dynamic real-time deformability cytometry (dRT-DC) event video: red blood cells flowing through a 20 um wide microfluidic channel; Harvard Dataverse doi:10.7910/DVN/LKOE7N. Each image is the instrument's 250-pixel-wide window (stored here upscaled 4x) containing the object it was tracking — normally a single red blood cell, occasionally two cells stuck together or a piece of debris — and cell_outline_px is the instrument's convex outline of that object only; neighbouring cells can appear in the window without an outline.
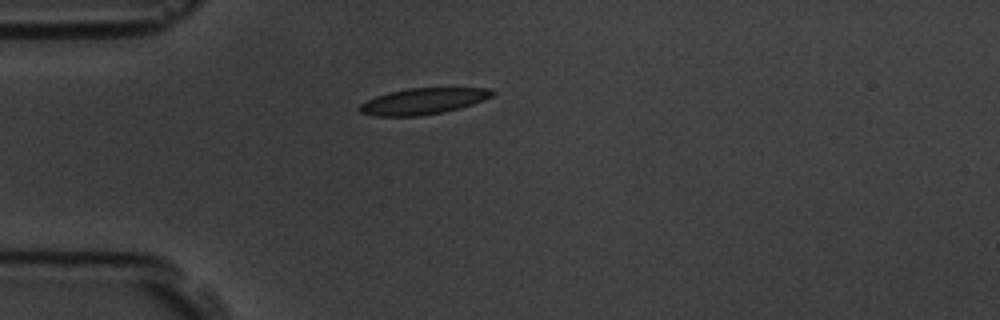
{"species": "common noctule bat (a hibernating species)", "species_latin": "Nyctalus noctula", "temperature_condition": "room temperature", "stored_images_in_passage": 39, "camera_frame_rate_fps": 3000, "um_per_image_px": 0.085, "animal": {"sex": "male", "body_mass_g": 19.5, "forearm_length_mm": 54.6}, "frame": {"image": 1, "passage_image": 1, "time_ms": 0.0, "image_size_px": [1000, 320], "cell_outline_px": [[496, 92], [492, 96], [484, 100], [460, 108], [444, 112], [420, 116], [372, 116], [360, 112], [356, 108], [360, 104], [376, 96], [388, 92], [408, 88], [492, 88]], "centroid_in_image_um": [35.96, 8.6], "position_along_channel_um": 49.0, "area_um2": 20.4}}
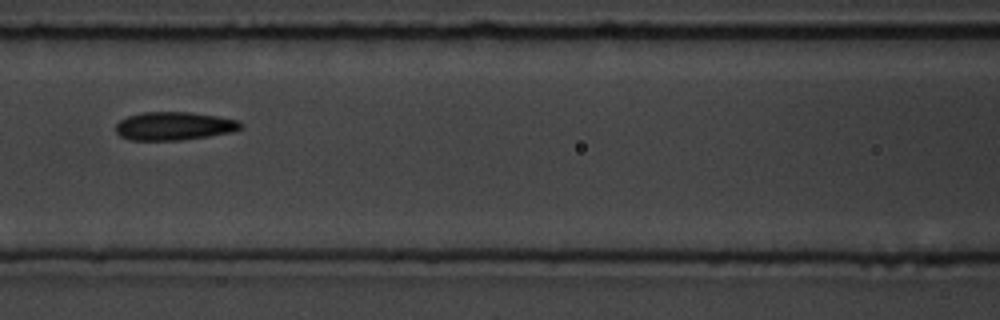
{"frame": {"image": 2, "passage_image": 11, "time_ms": 3.333, "image_size_px": [1000, 320], "cell_outline_px": [[244, 128], [232, 132], [208, 136], [180, 140], [132, 140], [120, 136], [116, 132], [116, 124], [120, 120], [128, 116], [144, 112], [192, 112], [240, 120], [244, 124]], "centroid_in_image_um": [14.84, 10.71], "position_along_channel_um": 151.8, "area_um2": 20.69}}
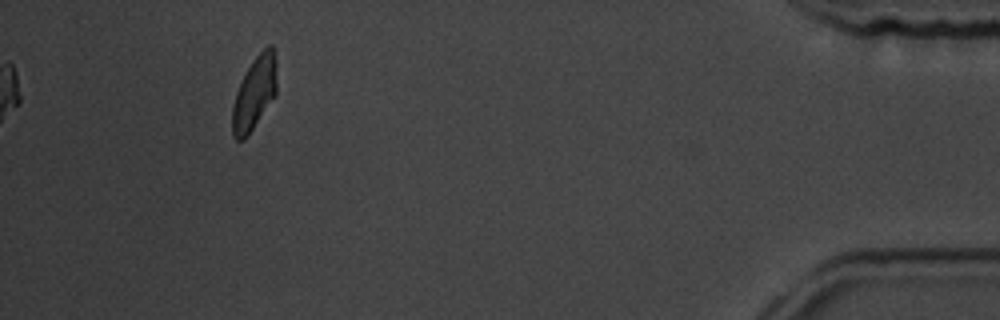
{"frame": {"image": 3, "passage_image": 39, "time_ms": 12.667, "image_size_px": [1000, 320], "cell_outline_px": [[276, 92], [244, 140], [236, 140], [232, 136], [232, 104], [236, 92], [252, 60], [268, 44], [272, 44], [276, 60]], "centroid_in_image_um": [21.61, 7.89], "position_along_channel_um": 413.6, "area_um2": 18.5}, "authors_computed_cell_mechanics": {"area_um2": 20.4034, "velocity_mm_per_s": 3.5015, "shape_relaxation_time_tau1_ms": 7.9226, "shape_relaxation_time_tau2_ms": 2.7302, "deformation_change_tau1": 0.2025, "deformation_change_tau2": 0.0856}}